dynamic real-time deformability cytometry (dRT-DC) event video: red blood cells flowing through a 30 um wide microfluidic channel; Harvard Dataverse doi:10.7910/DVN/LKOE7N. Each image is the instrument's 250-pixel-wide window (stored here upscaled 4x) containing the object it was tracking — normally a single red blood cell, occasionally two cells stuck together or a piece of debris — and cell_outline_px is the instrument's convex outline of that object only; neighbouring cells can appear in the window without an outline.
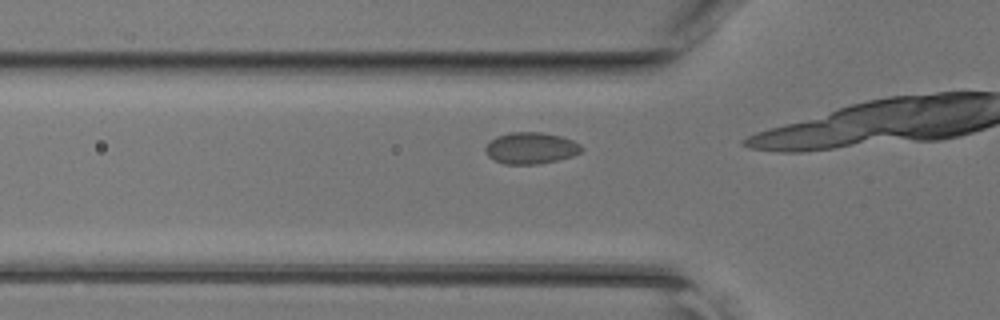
{"species": "common noctule bat (a hibernating species)", "species_latin": "Nyctalus noctula", "temperature_condition": "room temperature", "stored_images_in_passage": 6, "camera_frame_rate_fps": 3000, "um_per_image_px": 0.085, "animal": {"sex": "female", "body_mass_g": 17.0, "forearm_length_mm": 48.0}, "frame": {"image": 1, "passage_image": 3, "time_ms": 0.667, "image_size_px": [1000, 320], "cell_outline_px": [[584, 148], [580, 152], [572, 156], [556, 160], [536, 164], [504, 164], [488, 156], [484, 148], [496, 136], [508, 132], [544, 132], [560, 136], [572, 140], [580, 144]], "centroid_in_image_um": [45.12, 12.57], "position_along_channel_um": 80.7, "area_um2": 17.57}}